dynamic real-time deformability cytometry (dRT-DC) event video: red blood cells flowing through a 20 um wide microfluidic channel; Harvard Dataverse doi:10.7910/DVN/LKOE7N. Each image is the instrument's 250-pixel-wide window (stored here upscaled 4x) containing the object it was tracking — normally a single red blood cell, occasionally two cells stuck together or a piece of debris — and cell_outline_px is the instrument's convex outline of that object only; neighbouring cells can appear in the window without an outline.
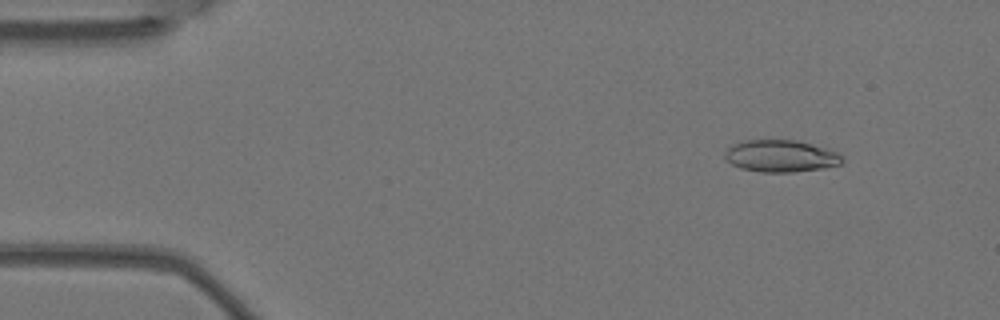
{"species": "Egyptian fruit bat (a non-hibernating species)", "species_latin": "Rousettus aegyptiacus", "temperature_condition": "warm", "stored_images_in_passage": 7, "camera_frame_rate_fps": 3000, "um_per_image_px": 0.085, "animal": {"sex": "female"}, "frame": {"image": 1, "passage_image": 2, "time_ms": 0.333, "image_size_px": [1000, 320], "cell_outline_px": [[844, 160], [840, 164], [820, 168], [792, 172], [760, 172], [740, 168], [732, 164], [724, 156], [724, 152], [732, 144], [740, 140], [796, 140], [824, 148], [836, 152]], "centroid_in_image_um": [66.3, 13.26], "position_along_channel_um": 18.7, "area_um2": 21.68}}
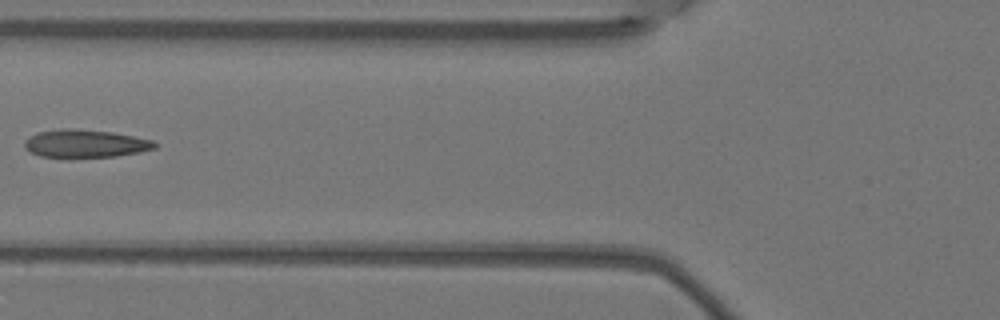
{"frame": {"image": 2, "passage_image": 6, "time_ms": 1.667, "image_size_px": [1000, 320], "cell_outline_px": [[156, 148], [140, 152], [116, 156], [40, 156], [32, 152], [24, 144], [24, 140], [28, 136], [36, 132], [64, 128], [76, 128], [112, 132], [152, 140], [156, 144]], "centroid_in_image_um": [7.25, 12.17], "position_along_channel_um": 118.6, "area_um2": 20.81}}
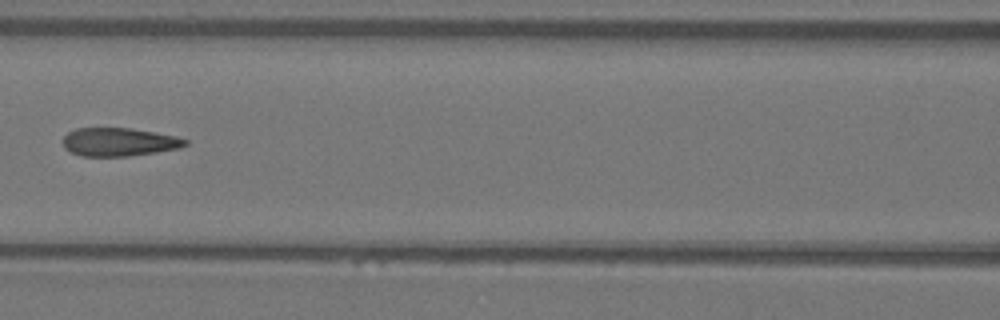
{"frame": {"image": 3, "passage_image": 7, "time_ms": 2.0, "image_size_px": [1000, 320], "cell_outline_px": [[188, 144], [180, 148], [156, 152], [128, 156], [80, 156], [64, 148], [64, 136], [68, 132], [76, 128], [132, 128], [176, 136], [188, 140]], "centroid_in_image_um": [10.13, 12.06], "position_along_channel_um": 156.5, "area_um2": 20.17}}